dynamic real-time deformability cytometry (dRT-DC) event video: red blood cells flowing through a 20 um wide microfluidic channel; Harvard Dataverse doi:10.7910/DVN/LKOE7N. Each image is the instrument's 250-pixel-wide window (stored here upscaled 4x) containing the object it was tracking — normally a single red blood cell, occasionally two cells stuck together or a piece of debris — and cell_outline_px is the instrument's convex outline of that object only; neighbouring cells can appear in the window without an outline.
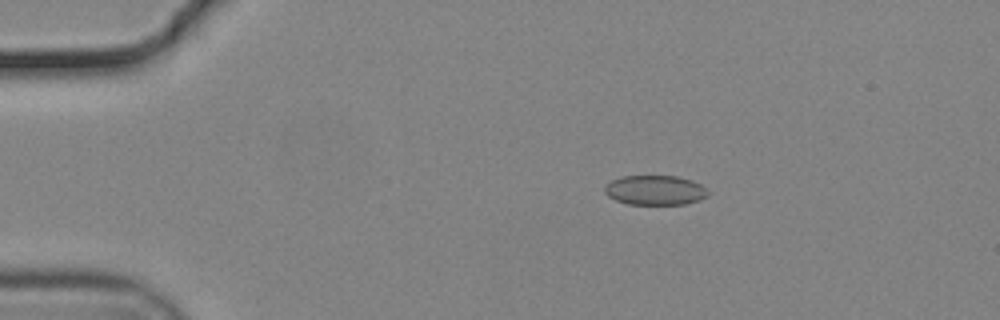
{"species": "common noctule bat (a hibernating species)", "species_latin": "Nyctalus noctula", "temperature_condition": "cold", "stored_images_in_passage": 51, "camera_frame_rate_fps": 3000, "um_per_image_px": 0.085, "animal": {"sex": "male", "body_mass_g": 19.2, "forearm_length_mm": 51.8}, "frame": {"image": 1, "passage_image": 6, "time_ms": 1.667, "image_size_px": [1000, 320], "cell_outline_px": [[708, 196], [700, 200], [684, 204], [628, 204], [616, 200], [608, 196], [604, 192], [604, 188], [612, 180], [620, 176], [676, 176], [692, 180], [708, 188]], "centroid_in_image_um": [55.71, 16.16], "position_along_channel_um": 29.3, "area_um2": 17.92}}
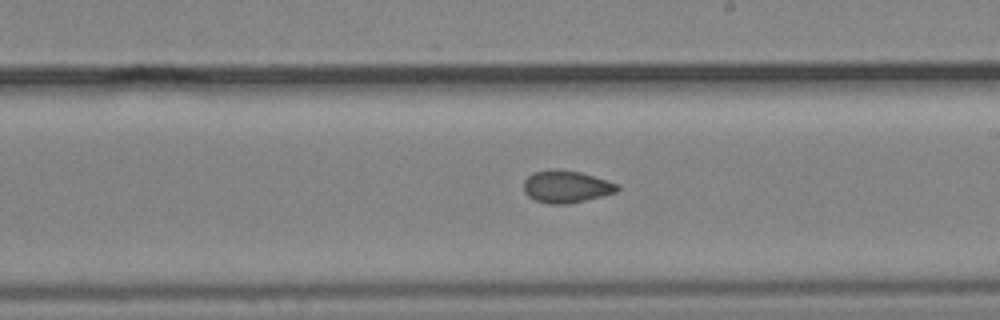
{"frame": {"image": 2, "passage_image": 28, "time_ms": 9.0, "image_size_px": [1000, 320], "cell_outline_px": [[620, 188], [616, 192], [568, 204], [548, 204], [536, 200], [528, 196], [524, 192], [524, 180], [532, 172], [580, 172], [620, 184]], "centroid_in_image_um": [48.15, 15.91], "position_along_channel_um": 240.8, "area_um2": 16.94}}
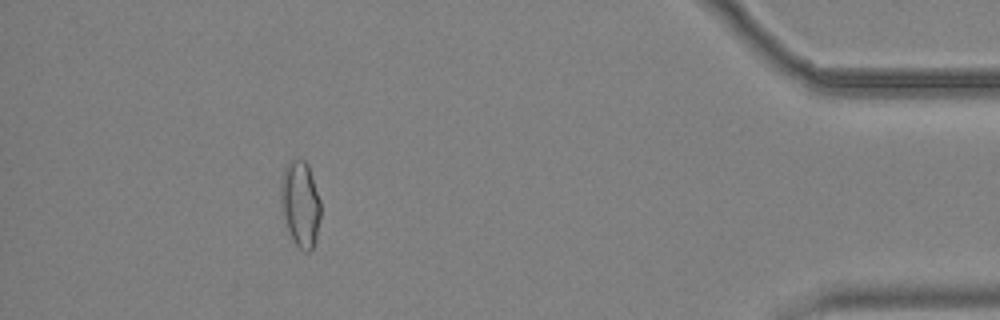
{"frame": {"image": 3, "passage_image": 46, "time_ms": 15.0, "image_size_px": [1000, 320], "cell_outline_px": [[320, 216], [316, 240], [312, 248], [308, 252], [304, 252], [292, 240], [280, 204], [280, 176], [288, 160], [296, 156], [304, 160], [308, 164], [320, 200]], "centroid_in_image_um": [25.51, 17.26], "position_along_channel_um": 409.7, "area_um2": 20.29}, "authors_computed_cell_mechanics": {"area_um2": 17.9758, "velocity_mm_per_s": 3.7173, "shape_relaxation_time_tau1_ms": null, "shape_relaxation_time_tau2_ms": 2.3957, "deformation_change_tau1": null, "deformation_change_tau2": 0.0649}}